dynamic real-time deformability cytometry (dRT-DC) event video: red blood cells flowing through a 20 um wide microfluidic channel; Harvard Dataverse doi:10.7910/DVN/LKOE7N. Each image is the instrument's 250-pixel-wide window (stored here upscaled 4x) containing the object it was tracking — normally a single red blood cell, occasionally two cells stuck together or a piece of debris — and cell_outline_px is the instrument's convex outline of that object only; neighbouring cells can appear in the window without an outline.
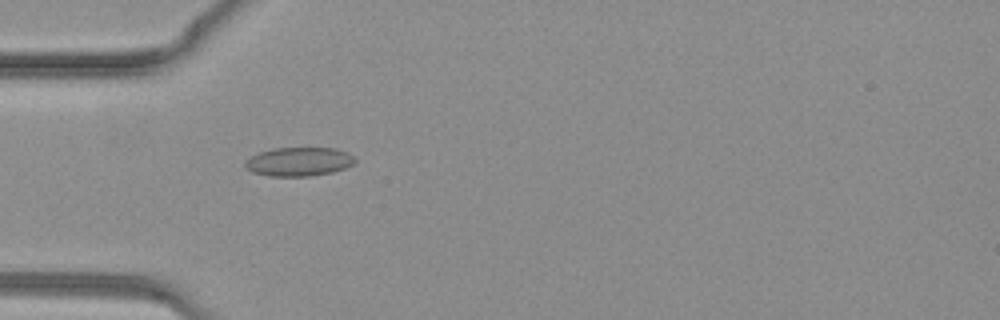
{"species": "common noctule bat (a hibernating species)", "species_latin": "Nyctalus noctula", "temperature_condition": "warm", "stored_images_in_passage": 38, "camera_frame_rate_fps": 3000, "um_per_image_px": 0.085, "animal": {"sex": "female", "body_mass_g": 19.3, "forearm_length_mm": 54.1}, "frame": {"image": 1, "passage_image": 12, "time_ms": 3.667, "image_size_px": [1000, 320], "cell_outline_px": [[356, 160], [352, 164], [344, 168], [332, 172], [308, 176], [268, 176], [252, 172], [244, 168], [244, 160], [260, 152], [272, 148], [336, 148], [348, 152]], "centroid_in_image_um": [25.36, 13.74], "position_along_channel_um": 59.6, "area_um2": 18.5}}
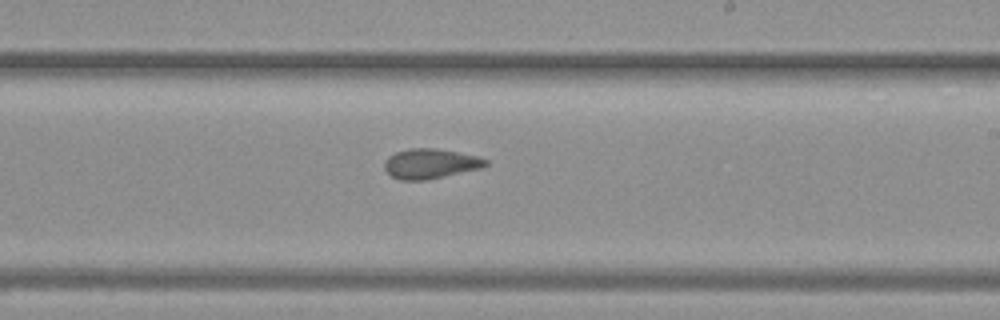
{"frame": {"image": 2, "passage_image": 23, "time_ms": 7.333, "image_size_px": [1000, 320], "cell_outline_px": [[488, 164], [484, 168], [428, 180], [400, 180], [392, 176], [384, 168], [384, 160], [388, 156], [396, 152], [408, 148], [436, 148], [480, 156], [488, 160]], "centroid_in_image_um": [36.62, 13.91], "position_along_channel_um": 252.4, "area_um2": 17.98}}
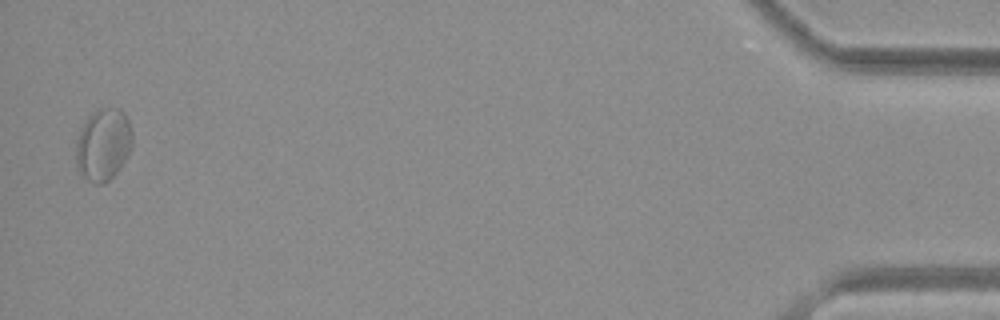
{"frame": {"image": 3, "passage_image": 38, "time_ms": 12.333, "image_size_px": [1000, 320], "cell_outline_px": [[132, 148], [128, 156], [120, 168], [108, 180], [100, 184], [96, 184], [80, 176], [76, 168], [76, 140], [80, 128], [84, 120], [96, 108], [120, 108], [124, 112], [128, 120], [132, 132]], "centroid_in_image_um": [8.76, 12.27], "position_along_channel_um": 426.4, "area_um2": 24.22}}